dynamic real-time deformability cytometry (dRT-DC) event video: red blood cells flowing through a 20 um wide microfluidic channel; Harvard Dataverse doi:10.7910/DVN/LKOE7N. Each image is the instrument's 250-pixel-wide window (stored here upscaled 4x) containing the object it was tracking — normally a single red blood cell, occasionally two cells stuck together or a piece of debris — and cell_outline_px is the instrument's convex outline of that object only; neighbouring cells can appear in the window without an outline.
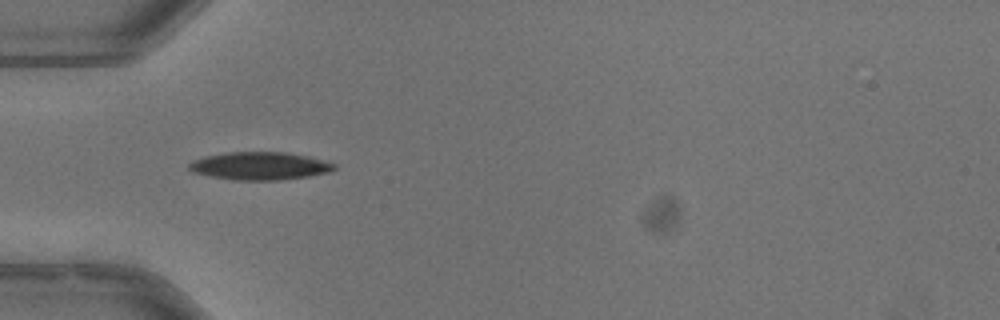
{"species": "common noctule bat (a hibernating species)", "species_latin": "Nyctalus noctula", "temperature_condition": "warm", "stored_images_in_passage": 5, "camera_frame_rate_fps": 3000, "um_per_image_px": 0.085, "animal": {"sex": "male", "body_mass_g": 13.3}, "frame": {"image": 1, "passage_image": 1, "time_ms": 0.0, "image_size_px": [1000, 320], "cell_outline_px": [[336, 168], [328, 172], [308, 176], [280, 180], [232, 180], [192, 172], [188, 168], [188, 164], [192, 160], [204, 156], [224, 152], [288, 152], [308, 156], [324, 160], [336, 164]], "centroid_in_image_um": [22.06, 14.09], "position_along_channel_um": 62.9, "area_um2": 23.7}}